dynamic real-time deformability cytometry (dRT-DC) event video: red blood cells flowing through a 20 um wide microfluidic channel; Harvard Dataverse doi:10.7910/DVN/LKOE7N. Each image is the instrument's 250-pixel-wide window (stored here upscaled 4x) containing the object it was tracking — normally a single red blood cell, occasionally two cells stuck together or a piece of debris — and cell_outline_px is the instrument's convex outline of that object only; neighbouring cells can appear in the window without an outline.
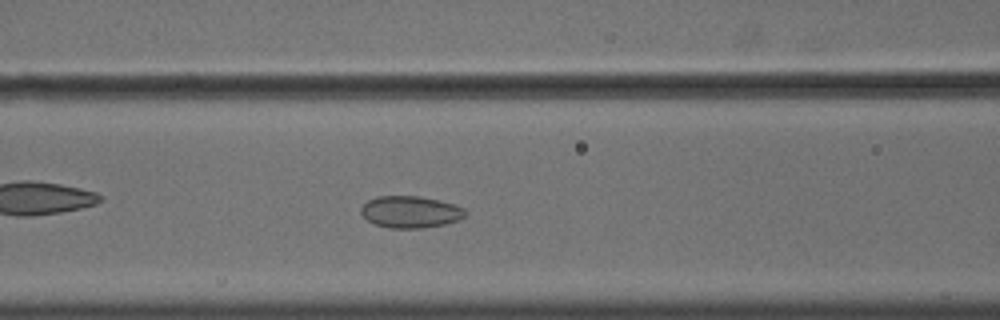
{"species": "common noctule bat (a hibernating species)", "species_latin": "Nyctalus noctula", "temperature_condition": "cold", "stored_images_in_passage": 51, "camera_frame_rate_fps": 3000, "um_per_image_px": 0.085, "animal": {"sex": "male", "body_mass_g": 18.8}, "frame": {"image": 1, "passage_image": 23, "time_ms": 7.333, "image_size_px": [1000, 320], "cell_outline_px": [[468, 212], [460, 220], [444, 224], [424, 228], [388, 228], [376, 224], [368, 220], [360, 212], [360, 208], [368, 200], [376, 196], [420, 196], [452, 204], [464, 208]], "centroid_in_image_um": [34.88, 18.01], "position_along_channel_um": 131.7, "area_um2": 19.31}}
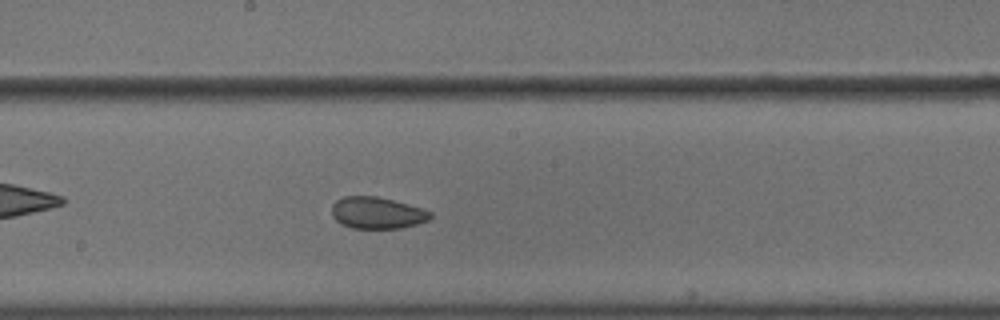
{"frame": {"image": 2, "passage_image": 30, "time_ms": 9.667, "image_size_px": [1000, 320], "cell_outline_px": [[432, 216], [428, 220], [416, 224], [400, 228], [352, 228], [336, 220], [332, 216], [332, 204], [336, 200], [344, 196], [376, 196], [392, 200], [420, 208], [432, 212]], "centroid_in_image_um": [32.03, 18.09], "position_along_channel_um": 216.2, "area_um2": 17.98}}
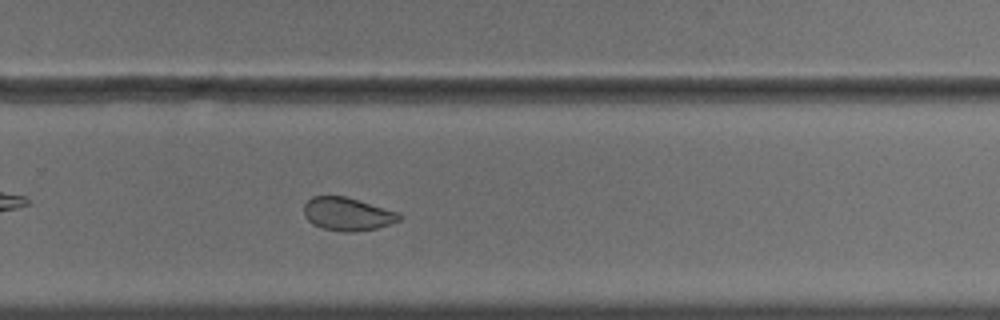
{"frame": {"image": 3, "passage_image": 37, "time_ms": 12.0, "image_size_px": [1000, 320], "cell_outline_px": [[404, 216], [400, 220], [376, 228], [348, 232], [344, 232], [320, 228], [312, 224], [304, 216], [304, 204], [312, 196], [344, 196], [400, 212]], "centroid_in_image_um": [29.53, 18.19], "position_along_channel_um": 300.3, "area_um2": 18.44}}